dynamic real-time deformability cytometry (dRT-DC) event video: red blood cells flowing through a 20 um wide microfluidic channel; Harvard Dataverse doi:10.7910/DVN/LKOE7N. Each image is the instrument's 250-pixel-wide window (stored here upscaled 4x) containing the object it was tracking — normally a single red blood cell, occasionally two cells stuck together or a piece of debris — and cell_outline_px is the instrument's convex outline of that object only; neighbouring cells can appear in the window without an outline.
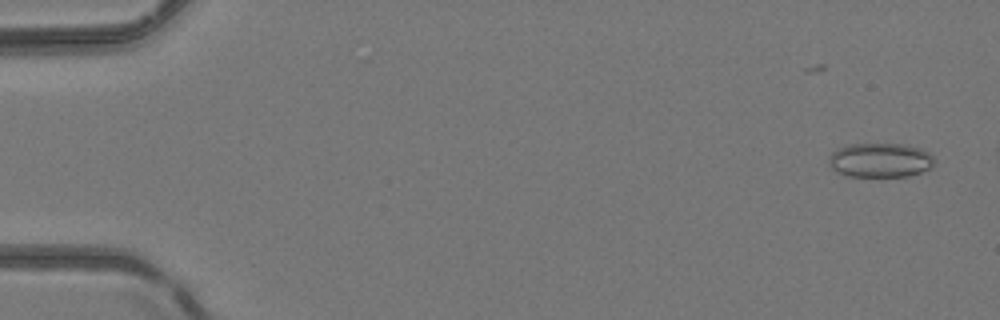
{"species": "common noctule bat (a hibernating species)", "species_latin": "Nyctalus noctula", "temperature_condition": "room temperature", "stored_images_in_passage": 7, "camera_frame_rate_fps": 3000, "um_per_image_px": 0.085, "animal": {"sex": "female", "body_mass_g": 24.6, "forearm_length_mm": 56.2}, "frame": {"image": 1, "passage_image": 3, "time_ms": 0.667, "image_size_px": [1000, 320], "cell_outline_px": [[936, 160], [932, 168], [908, 176], [848, 176], [836, 172], [828, 164], [828, 156], [836, 148], [844, 144], [900, 144], [920, 148], [928, 152]], "centroid_in_image_um": [74.78, 13.61], "position_along_channel_um": 10.2, "area_um2": 21.39}}